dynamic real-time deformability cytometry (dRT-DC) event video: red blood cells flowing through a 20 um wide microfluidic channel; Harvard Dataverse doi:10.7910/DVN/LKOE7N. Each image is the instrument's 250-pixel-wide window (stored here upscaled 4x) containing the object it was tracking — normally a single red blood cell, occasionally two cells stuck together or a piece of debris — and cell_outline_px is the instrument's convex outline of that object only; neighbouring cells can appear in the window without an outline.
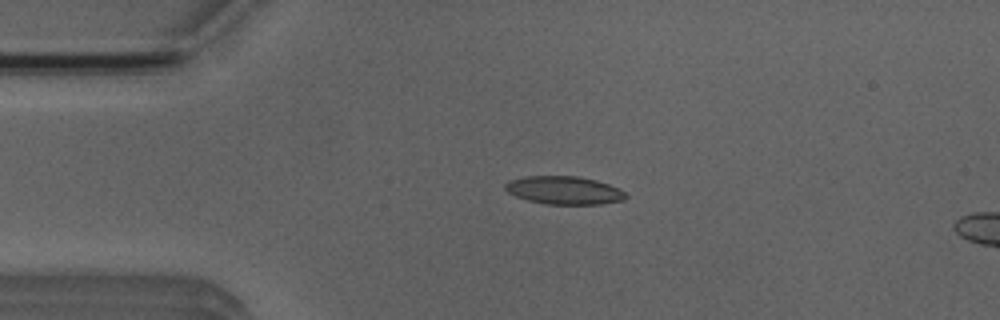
{"species": "Egyptian fruit bat (a non-hibernating species)", "species_latin": "Rousettus aegyptiacus", "temperature_condition": "room temperature", "stored_images_in_passage": 5, "camera_frame_rate_fps": 3000, "um_per_image_px": 0.085, "animal": {"sex": "male"}, "frame": {"image": 1, "passage_image": 4, "time_ms": 3.333, "image_size_px": [1000, 320], "cell_outline_px": [[628, 196], [624, 200], [600, 204], [544, 204], [528, 200], [516, 196], [508, 192], [504, 188], [504, 184], [508, 180], [524, 176], [576, 176], [596, 180], [620, 188]], "centroid_in_image_um": [47.94, 16.17], "position_along_channel_um": 37.1, "area_um2": 19.83}}